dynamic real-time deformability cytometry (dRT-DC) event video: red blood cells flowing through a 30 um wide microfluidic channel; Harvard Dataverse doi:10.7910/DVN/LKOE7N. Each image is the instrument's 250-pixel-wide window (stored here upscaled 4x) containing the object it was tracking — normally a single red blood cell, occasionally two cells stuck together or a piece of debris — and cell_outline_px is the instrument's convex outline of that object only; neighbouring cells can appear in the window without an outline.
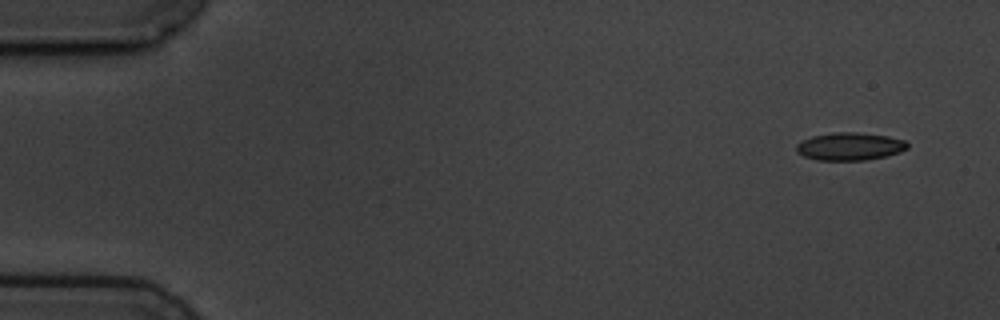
{"species": "common noctule bat (a hibernating species)", "species_latin": "Nyctalus noctula", "temperature_condition": "cold", "stored_images_in_passage": 4, "camera_frame_rate_fps": 3000, "um_per_image_px": 0.085, "animal": {"sex": "male", "body_mass_g": 19.5, "forearm_length_mm": 54.6}, "frame": {"image": 1, "passage_image": 1, "time_ms": 0.0, "image_size_px": [1000, 320], "cell_outline_px": [[908, 148], [900, 152], [888, 156], [864, 160], [816, 160], [804, 156], [796, 152], [796, 144], [812, 136], [836, 132], [856, 132], [888, 136], [904, 140], [908, 144]], "centroid_in_image_um": [72.24, 12.45], "position_along_channel_um": 12.8, "area_um2": 17.98}}
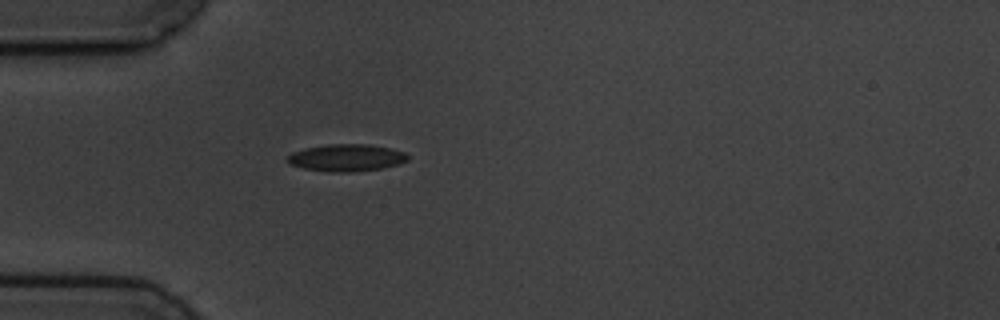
{"frame": {"image": 2, "passage_image": 4, "time_ms": 4.333, "image_size_px": [1000, 320], "cell_outline_px": [[408, 160], [396, 164], [380, 168], [348, 172], [328, 172], [304, 168], [288, 164], [284, 160], [284, 156], [292, 152], [304, 148], [328, 144], [372, 144], [392, 148], [404, 152], [408, 156]], "centroid_in_image_um": [29.36, 13.39], "position_along_channel_um": 55.6, "area_um2": 19.19}}